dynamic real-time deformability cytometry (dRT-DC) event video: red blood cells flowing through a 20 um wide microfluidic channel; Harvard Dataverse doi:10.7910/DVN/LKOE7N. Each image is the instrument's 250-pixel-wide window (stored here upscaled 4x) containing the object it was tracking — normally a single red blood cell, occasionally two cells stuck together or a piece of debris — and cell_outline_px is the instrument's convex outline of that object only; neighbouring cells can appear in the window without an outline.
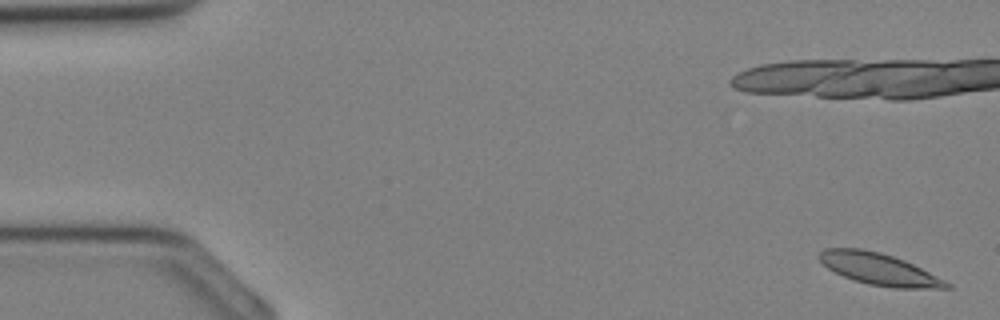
{"species": "Egyptian fruit bat (a non-hibernating species)", "species_latin": "Rousettus aegyptiacus", "temperature_condition": "cold", "stored_images_in_passage": 8, "camera_frame_rate_fps": 3000, "um_per_image_px": 0.085, "animal": {"sex": "female"}, "frame": {"image": 1, "passage_image": 1, "time_ms": 0.0, "image_size_px": [1000, 320], "cell_outline_px": [[952, 288], [896, 288], [868, 284], [844, 276], [828, 268], [816, 256], [824, 248], [860, 248], [880, 252], [904, 260], [952, 284]], "centroid_in_image_um": [74.7, 22.86], "position_along_channel_um": 10.3, "area_um2": 23.18}}